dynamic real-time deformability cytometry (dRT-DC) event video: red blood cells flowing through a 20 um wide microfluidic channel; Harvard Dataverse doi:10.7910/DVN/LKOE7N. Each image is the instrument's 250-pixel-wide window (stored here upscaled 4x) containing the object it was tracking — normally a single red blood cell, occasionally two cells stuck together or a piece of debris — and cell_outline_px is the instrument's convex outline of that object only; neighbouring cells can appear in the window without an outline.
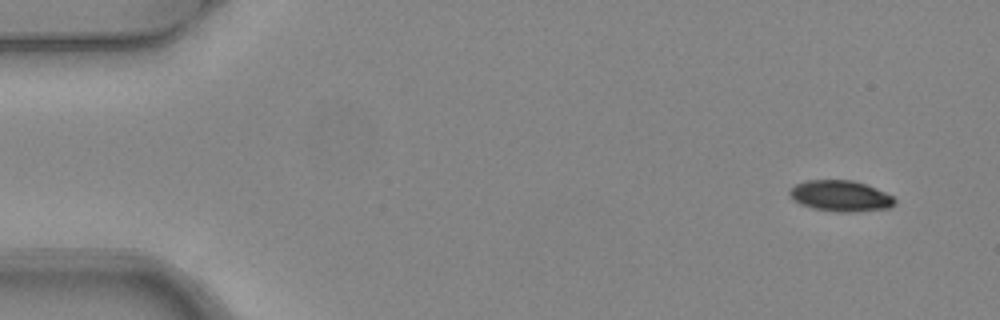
{"species": "common noctule bat (a hibernating species)", "species_latin": "Nyctalus noctula", "temperature_condition": "warm", "stored_images_in_passage": 6, "camera_frame_rate_fps": 3000, "um_per_image_px": 0.085, "animal": {"sex": "female", "body_mass_g": 24.6, "forearm_length_mm": 56.2}, "frame": {"image": 1, "passage_image": 1, "time_ms": 0.0, "image_size_px": [1000, 320], "cell_outline_px": [[896, 204], [888, 208], [848, 212], [840, 212], [812, 208], [800, 204], [788, 192], [796, 184], [808, 180], [852, 180], [876, 188], [892, 196], [896, 200]], "centroid_in_image_um": [71.46, 16.65], "position_along_channel_um": 13.5, "area_um2": 18.67}}
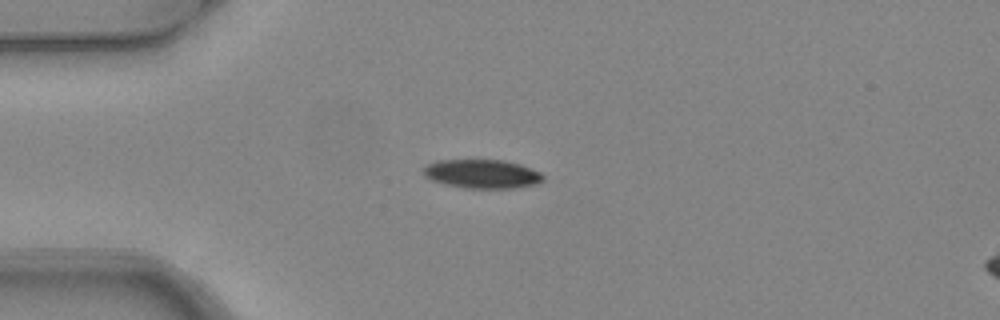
{"frame": {"image": 2, "passage_image": 4, "time_ms": 1.0, "image_size_px": [1000, 320], "cell_outline_px": [[544, 180], [536, 184], [516, 188], [464, 188], [444, 184], [432, 180], [424, 176], [424, 168], [428, 164], [436, 160], [504, 160], [520, 164], [540, 172], [544, 176]], "centroid_in_image_um": [40.99, 14.78], "position_along_channel_um": 44.0, "area_um2": 20.17}}
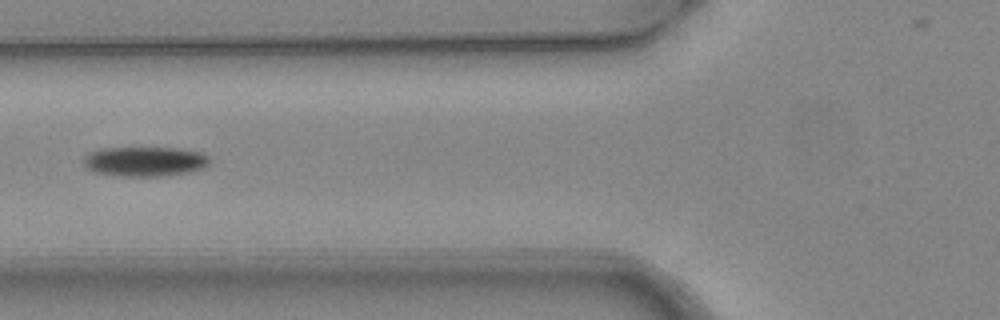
{"frame": {"image": 3, "passage_image": 6, "time_ms": 1.667, "image_size_px": [1000, 320], "cell_outline_px": [[208, 164], [204, 168], [192, 172], [164, 176], [116, 176], [96, 172], [88, 168], [84, 164], [84, 156], [88, 152], [100, 148], [180, 148], [200, 152], [208, 156]], "centroid_in_image_um": [12.31, 13.72], "position_along_channel_um": 113.5, "area_um2": 21.96}}